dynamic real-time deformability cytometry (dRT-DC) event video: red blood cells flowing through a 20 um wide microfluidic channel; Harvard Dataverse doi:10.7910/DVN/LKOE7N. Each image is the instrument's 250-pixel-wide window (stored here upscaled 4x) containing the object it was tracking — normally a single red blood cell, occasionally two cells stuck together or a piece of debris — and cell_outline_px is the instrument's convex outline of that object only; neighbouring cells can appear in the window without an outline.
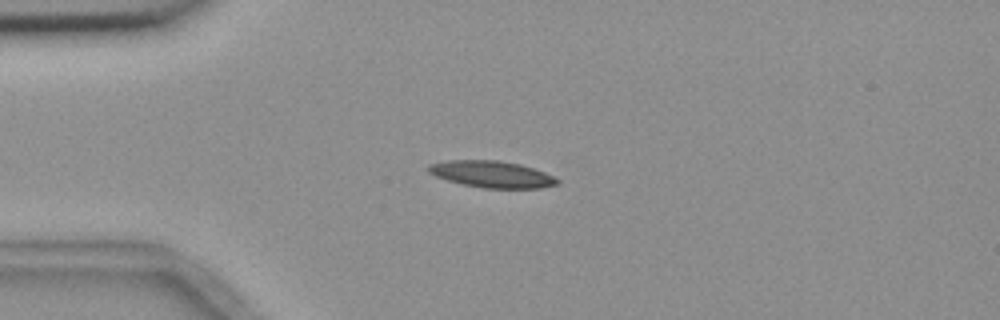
{"species": "common noctule bat (a hibernating species)", "species_latin": "Nyctalus noctula", "temperature_condition": "room temperature", "stored_images_in_passage": 4, "camera_frame_rate_fps": 3000, "um_per_image_px": 0.085, "animal": {"sex": "female", "body_mass_g": 18.4}, "frame": {"image": 1, "passage_image": 3, "time_ms": 2.333, "image_size_px": [1000, 320], "cell_outline_px": [[560, 184], [544, 188], [484, 188], [464, 184], [448, 180], [436, 176], [428, 172], [428, 164], [448, 160], [500, 160], [520, 164], [544, 172], [560, 180]], "centroid_in_image_um": [41.83, 14.81], "position_along_channel_um": 43.2, "area_um2": 20.0}}